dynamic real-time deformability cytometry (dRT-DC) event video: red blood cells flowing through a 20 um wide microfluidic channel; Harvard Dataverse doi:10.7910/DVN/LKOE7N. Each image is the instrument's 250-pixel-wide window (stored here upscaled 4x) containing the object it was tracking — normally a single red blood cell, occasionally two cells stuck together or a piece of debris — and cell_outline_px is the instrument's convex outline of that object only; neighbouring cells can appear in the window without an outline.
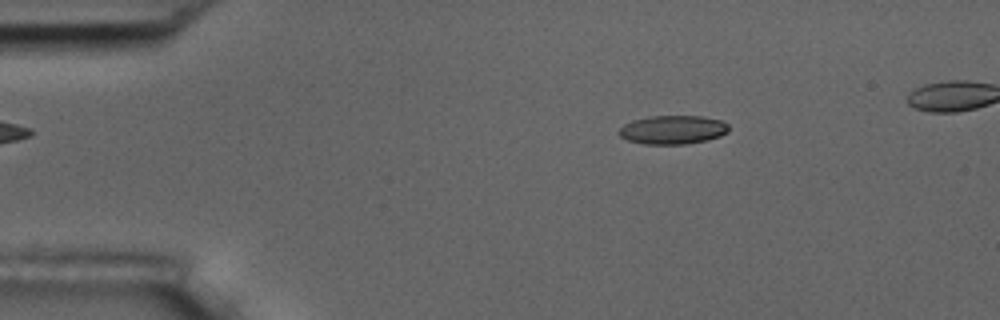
{"species": "common noctule bat (a hibernating species)", "species_latin": "Nyctalus noctula", "temperature_condition": "room temperature", "stored_images_in_passage": 52, "camera_frame_rate_fps": 3000, "um_per_image_px": 0.085, "animal": {"sex": "male", "body_mass_g": 17.5, "forearm_length_mm": 52.3}, "frame": {"image": 1, "passage_image": 9, "time_ms": 2.667, "image_size_px": [1000, 320], "cell_outline_px": [[728, 132], [720, 136], [708, 140], [688, 144], [644, 144], [628, 140], [620, 136], [616, 132], [624, 124], [632, 120], [648, 116], [700, 116], [720, 120], [728, 124]], "centroid_in_image_um": [57.17, 11.03], "position_along_channel_um": 27.8, "area_um2": 18.5}}
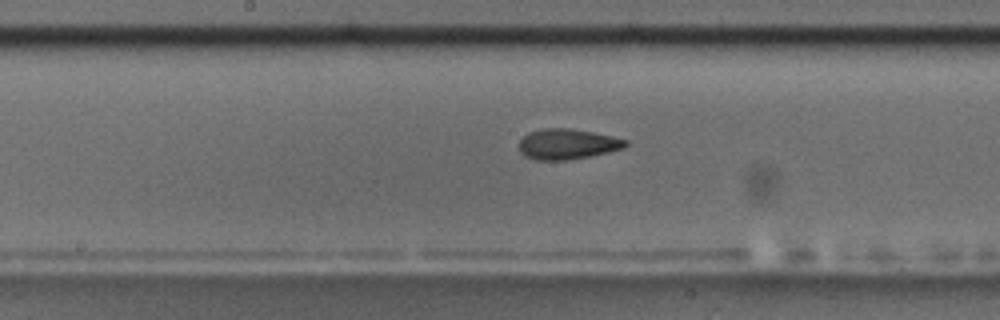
{"frame": {"image": 2, "passage_image": 28, "time_ms": 9.0, "image_size_px": [1000, 320], "cell_outline_px": [[628, 144], [624, 148], [592, 156], [568, 160], [536, 160], [524, 156], [520, 152], [520, 140], [528, 132], [540, 128], [568, 128], [592, 132], [612, 136], [628, 140]], "centroid_in_image_um": [48.22, 12.25], "position_along_channel_um": 200.0, "area_um2": 19.02}}
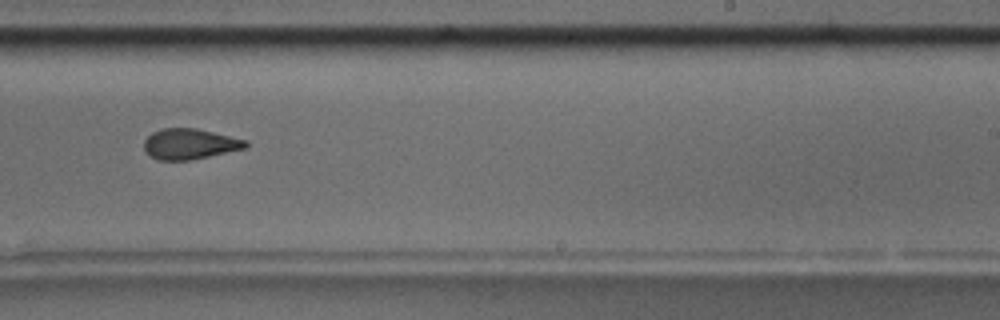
{"frame": {"image": 3, "passage_image": 34, "time_ms": 11.0, "image_size_px": [1000, 320], "cell_outline_px": [[248, 148], [192, 160], [156, 160], [148, 156], [144, 152], [144, 140], [152, 132], [164, 128], [196, 128], [248, 140]], "centroid_in_image_um": [16.13, 12.25], "position_along_channel_um": 272.9, "area_um2": 18.44}}